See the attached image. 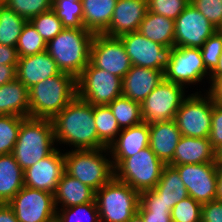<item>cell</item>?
Returning a JSON list of instances; mask_svg holds the SVG:
<instances>
[{
  "label": "cell",
  "instance_id": "1",
  "mask_svg": "<svg viewBox=\"0 0 222 222\" xmlns=\"http://www.w3.org/2000/svg\"><path fill=\"white\" fill-rule=\"evenodd\" d=\"M55 142L71 144L75 150L107 148L99 139L93 105L76 96L52 119Z\"/></svg>",
  "mask_w": 222,
  "mask_h": 222
},
{
  "label": "cell",
  "instance_id": "2",
  "mask_svg": "<svg viewBox=\"0 0 222 222\" xmlns=\"http://www.w3.org/2000/svg\"><path fill=\"white\" fill-rule=\"evenodd\" d=\"M94 34L85 28H64L47 43V52L61 72L76 79L90 62Z\"/></svg>",
  "mask_w": 222,
  "mask_h": 222
},
{
  "label": "cell",
  "instance_id": "3",
  "mask_svg": "<svg viewBox=\"0 0 222 222\" xmlns=\"http://www.w3.org/2000/svg\"><path fill=\"white\" fill-rule=\"evenodd\" d=\"M77 96V79L64 72L29 89V117L52 119Z\"/></svg>",
  "mask_w": 222,
  "mask_h": 222
},
{
  "label": "cell",
  "instance_id": "4",
  "mask_svg": "<svg viewBox=\"0 0 222 222\" xmlns=\"http://www.w3.org/2000/svg\"><path fill=\"white\" fill-rule=\"evenodd\" d=\"M51 119L25 117L19 128L13 156L25 170L39 160L49 156L56 148Z\"/></svg>",
  "mask_w": 222,
  "mask_h": 222
},
{
  "label": "cell",
  "instance_id": "5",
  "mask_svg": "<svg viewBox=\"0 0 222 222\" xmlns=\"http://www.w3.org/2000/svg\"><path fill=\"white\" fill-rule=\"evenodd\" d=\"M108 148L72 150L64 154L65 172L95 192L114 177L111 160L103 156Z\"/></svg>",
  "mask_w": 222,
  "mask_h": 222
},
{
  "label": "cell",
  "instance_id": "6",
  "mask_svg": "<svg viewBox=\"0 0 222 222\" xmlns=\"http://www.w3.org/2000/svg\"><path fill=\"white\" fill-rule=\"evenodd\" d=\"M100 222H127L138 211L140 193L115 177L95 192Z\"/></svg>",
  "mask_w": 222,
  "mask_h": 222
},
{
  "label": "cell",
  "instance_id": "7",
  "mask_svg": "<svg viewBox=\"0 0 222 222\" xmlns=\"http://www.w3.org/2000/svg\"><path fill=\"white\" fill-rule=\"evenodd\" d=\"M164 166L165 164L148 146L122 160L114 168V177L140 193L154 189Z\"/></svg>",
  "mask_w": 222,
  "mask_h": 222
},
{
  "label": "cell",
  "instance_id": "8",
  "mask_svg": "<svg viewBox=\"0 0 222 222\" xmlns=\"http://www.w3.org/2000/svg\"><path fill=\"white\" fill-rule=\"evenodd\" d=\"M122 95V78L91 62L77 78V96L92 105H108Z\"/></svg>",
  "mask_w": 222,
  "mask_h": 222
},
{
  "label": "cell",
  "instance_id": "9",
  "mask_svg": "<svg viewBox=\"0 0 222 222\" xmlns=\"http://www.w3.org/2000/svg\"><path fill=\"white\" fill-rule=\"evenodd\" d=\"M191 94L186 97L178 109L175 121L183 136L209 138L213 109V97ZM207 98V99H206Z\"/></svg>",
  "mask_w": 222,
  "mask_h": 222
},
{
  "label": "cell",
  "instance_id": "10",
  "mask_svg": "<svg viewBox=\"0 0 222 222\" xmlns=\"http://www.w3.org/2000/svg\"><path fill=\"white\" fill-rule=\"evenodd\" d=\"M183 89L164 79L141 103L142 121L150 124L175 119L185 99Z\"/></svg>",
  "mask_w": 222,
  "mask_h": 222
},
{
  "label": "cell",
  "instance_id": "11",
  "mask_svg": "<svg viewBox=\"0 0 222 222\" xmlns=\"http://www.w3.org/2000/svg\"><path fill=\"white\" fill-rule=\"evenodd\" d=\"M19 222H53L54 194L24 186L8 203Z\"/></svg>",
  "mask_w": 222,
  "mask_h": 222
},
{
  "label": "cell",
  "instance_id": "12",
  "mask_svg": "<svg viewBox=\"0 0 222 222\" xmlns=\"http://www.w3.org/2000/svg\"><path fill=\"white\" fill-rule=\"evenodd\" d=\"M118 38L122 41L132 65L163 71L168 67L174 47L155 43L139 31Z\"/></svg>",
  "mask_w": 222,
  "mask_h": 222
},
{
  "label": "cell",
  "instance_id": "13",
  "mask_svg": "<svg viewBox=\"0 0 222 222\" xmlns=\"http://www.w3.org/2000/svg\"><path fill=\"white\" fill-rule=\"evenodd\" d=\"M90 62L97 68L124 78L132 64L118 37L94 34L90 47Z\"/></svg>",
  "mask_w": 222,
  "mask_h": 222
},
{
  "label": "cell",
  "instance_id": "14",
  "mask_svg": "<svg viewBox=\"0 0 222 222\" xmlns=\"http://www.w3.org/2000/svg\"><path fill=\"white\" fill-rule=\"evenodd\" d=\"M179 173L188 196L201 204L216 200L217 162L170 165Z\"/></svg>",
  "mask_w": 222,
  "mask_h": 222
},
{
  "label": "cell",
  "instance_id": "15",
  "mask_svg": "<svg viewBox=\"0 0 222 222\" xmlns=\"http://www.w3.org/2000/svg\"><path fill=\"white\" fill-rule=\"evenodd\" d=\"M207 73L200 48L174 47L164 79L184 86L201 81Z\"/></svg>",
  "mask_w": 222,
  "mask_h": 222
},
{
  "label": "cell",
  "instance_id": "16",
  "mask_svg": "<svg viewBox=\"0 0 222 222\" xmlns=\"http://www.w3.org/2000/svg\"><path fill=\"white\" fill-rule=\"evenodd\" d=\"M217 29L191 3L175 19V47L201 48Z\"/></svg>",
  "mask_w": 222,
  "mask_h": 222
},
{
  "label": "cell",
  "instance_id": "17",
  "mask_svg": "<svg viewBox=\"0 0 222 222\" xmlns=\"http://www.w3.org/2000/svg\"><path fill=\"white\" fill-rule=\"evenodd\" d=\"M65 172L64 154L57 148L24 170V186L54 194Z\"/></svg>",
  "mask_w": 222,
  "mask_h": 222
},
{
  "label": "cell",
  "instance_id": "18",
  "mask_svg": "<svg viewBox=\"0 0 222 222\" xmlns=\"http://www.w3.org/2000/svg\"><path fill=\"white\" fill-rule=\"evenodd\" d=\"M147 12V0H117L109 27L103 34L120 37L138 31Z\"/></svg>",
  "mask_w": 222,
  "mask_h": 222
},
{
  "label": "cell",
  "instance_id": "19",
  "mask_svg": "<svg viewBox=\"0 0 222 222\" xmlns=\"http://www.w3.org/2000/svg\"><path fill=\"white\" fill-rule=\"evenodd\" d=\"M163 80V70L132 65L122 79V95L141 104Z\"/></svg>",
  "mask_w": 222,
  "mask_h": 222
},
{
  "label": "cell",
  "instance_id": "20",
  "mask_svg": "<svg viewBox=\"0 0 222 222\" xmlns=\"http://www.w3.org/2000/svg\"><path fill=\"white\" fill-rule=\"evenodd\" d=\"M16 70V78L26 86L28 90L37 83L58 75L61 72L47 51L20 57Z\"/></svg>",
  "mask_w": 222,
  "mask_h": 222
},
{
  "label": "cell",
  "instance_id": "21",
  "mask_svg": "<svg viewBox=\"0 0 222 222\" xmlns=\"http://www.w3.org/2000/svg\"><path fill=\"white\" fill-rule=\"evenodd\" d=\"M108 147L113 156V167L115 168L122 160L138 153L141 149L149 146V124L141 122L132 127L122 129Z\"/></svg>",
  "mask_w": 222,
  "mask_h": 222
},
{
  "label": "cell",
  "instance_id": "22",
  "mask_svg": "<svg viewBox=\"0 0 222 222\" xmlns=\"http://www.w3.org/2000/svg\"><path fill=\"white\" fill-rule=\"evenodd\" d=\"M181 137L175 119L149 124V147L165 165L173 159Z\"/></svg>",
  "mask_w": 222,
  "mask_h": 222
},
{
  "label": "cell",
  "instance_id": "23",
  "mask_svg": "<svg viewBox=\"0 0 222 222\" xmlns=\"http://www.w3.org/2000/svg\"><path fill=\"white\" fill-rule=\"evenodd\" d=\"M215 162V150L209 138L183 136L176 146L173 159L167 165Z\"/></svg>",
  "mask_w": 222,
  "mask_h": 222
},
{
  "label": "cell",
  "instance_id": "24",
  "mask_svg": "<svg viewBox=\"0 0 222 222\" xmlns=\"http://www.w3.org/2000/svg\"><path fill=\"white\" fill-rule=\"evenodd\" d=\"M54 202L56 207L61 203L63 208L96 202L95 191L64 172L54 192Z\"/></svg>",
  "mask_w": 222,
  "mask_h": 222
},
{
  "label": "cell",
  "instance_id": "25",
  "mask_svg": "<svg viewBox=\"0 0 222 222\" xmlns=\"http://www.w3.org/2000/svg\"><path fill=\"white\" fill-rule=\"evenodd\" d=\"M0 115L29 117V90L17 78L0 86Z\"/></svg>",
  "mask_w": 222,
  "mask_h": 222
},
{
  "label": "cell",
  "instance_id": "26",
  "mask_svg": "<svg viewBox=\"0 0 222 222\" xmlns=\"http://www.w3.org/2000/svg\"><path fill=\"white\" fill-rule=\"evenodd\" d=\"M83 26L93 34H103L109 27L117 0H81Z\"/></svg>",
  "mask_w": 222,
  "mask_h": 222
},
{
  "label": "cell",
  "instance_id": "27",
  "mask_svg": "<svg viewBox=\"0 0 222 222\" xmlns=\"http://www.w3.org/2000/svg\"><path fill=\"white\" fill-rule=\"evenodd\" d=\"M138 31L155 43L165 47H175V20L173 19L148 11Z\"/></svg>",
  "mask_w": 222,
  "mask_h": 222
},
{
  "label": "cell",
  "instance_id": "28",
  "mask_svg": "<svg viewBox=\"0 0 222 222\" xmlns=\"http://www.w3.org/2000/svg\"><path fill=\"white\" fill-rule=\"evenodd\" d=\"M24 187V170L12 153L0 155V203H8Z\"/></svg>",
  "mask_w": 222,
  "mask_h": 222
},
{
  "label": "cell",
  "instance_id": "29",
  "mask_svg": "<svg viewBox=\"0 0 222 222\" xmlns=\"http://www.w3.org/2000/svg\"><path fill=\"white\" fill-rule=\"evenodd\" d=\"M171 209L182 199L188 197L185 184L180 178L178 171L170 165L163 167L158 184L153 189Z\"/></svg>",
  "mask_w": 222,
  "mask_h": 222
},
{
  "label": "cell",
  "instance_id": "30",
  "mask_svg": "<svg viewBox=\"0 0 222 222\" xmlns=\"http://www.w3.org/2000/svg\"><path fill=\"white\" fill-rule=\"evenodd\" d=\"M27 20L0 3V44L16 47Z\"/></svg>",
  "mask_w": 222,
  "mask_h": 222
},
{
  "label": "cell",
  "instance_id": "31",
  "mask_svg": "<svg viewBox=\"0 0 222 222\" xmlns=\"http://www.w3.org/2000/svg\"><path fill=\"white\" fill-rule=\"evenodd\" d=\"M98 139L108 148L121 131L117 119L108 105H93Z\"/></svg>",
  "mask_w": 222,
  "mask_h": 222
},
{
  "label": "cell",
  "instance_id": "32",
  "mask_svg": "<svg viewBox=\"0 0 222 222\" xmlns=\"http://www.w3.org/2000/svg\"><path fill=\"white\" fill-rule=\"evenodd\" d=\"M117 119L120 129H126L142 122L141 104L121 95L108 104Z\"/></svg>",
  "mask_w": 222,
  "mask_h": 222
},
{
  "label": "cell",
  "instance_id": "33",
  "mask_svg": "<svg viewBox=\"0 0 222 222\" xmlns=\"http://www.w3.org/2000/svg\"><path fill=\"white\" fill-rule=\"evenodd\" d=\"M52 9L65 28H84L80 0H53Z\"/></svg>",
  "mask_w": 222,
  "mask_h": 222
},
{
  "label": "cell",
  "instance_id": "34",
  "mask_svg": "<svg viewBox=\"0 0 222 222\" xmlns=\"http://www.w3.org/2000/svg\"><path fill=\"white\" fill-rule=\"evenodd\" d=\"M16 50L19 58L42 53L47 50V43L38 34L33 25L27 21L19 36Z\"/></svg>",
  "mask_w": 222,
  "mask_h": 222
},
{
  "label": "cell",
  "instance_id": "35",
  "mask_svg": "<svg viewBox=\"0 0 222 222\" xmlns=\"http://www.w3.org/2000/svg\"><path fill=\"white\" fill-rule=\"evenodd\" d=\"M24 118L16 115H0V155L13 152Z\"/></svg>",
  "mask_w": 222,
  "mask_h": 222
},
{
  "label": "cell",
  "instance_id": "36",
  "mask_svg": "<svg viewBox=\"0 0 222 222\" xmlns=\"http://www.w3.org/2000/svg\"><path fill=\"white\" fill-rule=\"evenodd\" d=\"M59 212L56 213L57 222H86L85 218L89 219L88 222H100L96 202L61 208V213Z\"/></svg>",
  "mask_w": 222,
  "mask_h": 222
},
{
  "label": "cell",
  "instance_id": "37",
  "mask_svg": "<svg viewBox=\"0 0 222 222\" xmlns=\"http://www.w3.org/2000/svg\"><path fill=\"white\" fill-rule=\"evenodd\" d=\"M29 22L46 43L55 38L65 28L53 9L33 17Z\"/></svg>",
  "mask_w": 222,
  "mask_h": 222
},
{
  "label": "cell",
  "instance_id": "38",
  "mask_svg": "<svg viewBox=\"0 0 222 222\" xmlns=\"http://www.w3.org/2000/svg\"><path fill=\"white\" fill-rule=\"evenodd\" d=\"M2 3L27 21L53 6V0H3Z\"/></svg>",
  "mask_w": 222,
  "mask_h": 222
},
{
  "label": "cell",
  "instance_id": "39",
  "mask_svg": "<svg viewBox=\"0 0 222 222\" xmlns=\"http://www.w3.org/2000/svg\"><path fill=\"white\" fill-rule=\"evenodd\" d=\"M201 206L190 196L182 199L171 210L172 222H201Z\"/></svg>",
  "mask_w": 222,
  "mask_h": 222
},
{
  "label": "cell",
  "instance_id": "40",
  "mask_svg": "<svg viewBox=\"0 0 222 222\" xmlns=\"http://www.w3.org/2000/svg\"><path fill=\"white\" fill-rule=\"evenodd\" d=\"M206 69L212 72L219 62L222 53V32L216 31L211 35L200 48Z\"/></svg>",
  "mask_w": 222,
  "mask_h": 222
},
{
  "label": "cell",
  "instance_id": "41",
  "mask_svg": "<svg viewBox=\"0 0 222 222\" xmlns=\"http://www.w3.org/2000/svg\"><path fill=\"white\" fill-rule=\"evenodd\" d=\"M190 0H147L148 11L175 20Z\"/></svg>",
  "mask_w": 222,
  "mask_h": 222
},
{
  "label": "cell",
  "instance_id": "42",
  "mask_svg": "<svg viewBox=\"0 0 222 222\" xmlns=\"http://www.w3.org/2000/svg\"><path fill=\"white\" fill-rule=\"evenodd\" d=\"M190 3L217 29L222 23V0H190Z\"/></svg>",
  "mask_w": 222,
  "mask_h": 222
},
{
  "label": "cell",
  "instance_id": "43",
  "mask_svg": "<svg viewBox=\"0 0 222 222\" xmlns=\"http://www.w3.org/2000/svg\"><path fill=\"white\" fill-rule=\"evenodd\" d=\"M138 210L171 211V207L161 199V195L152 190L140 192Z\"/></svg>",
  "mask_w": 222,
  "mask_h": 222
},
{
  "label": "cell",
  "instance_id": "44",
  "mask_svg": "<svg viewBox=\"0 0 222 222\" xmlns=\"http://www.w3.org/2000/svg\"><path fill=\"white\" fill-rule=\"evenodd\" d=\"M209 140L214 150L222 144V104L214 100Z\"/></svg>",
  "mask_w": 222,
  "mask_h": 222
},
{
  "label": "cell",
  "instance_id": "45",
  "mask_svg": "<svg viewBox=\"0 0 222 222\" xmlns=\"http://www.w3.org/2000/svg\"><path fill=\"white\" fill-rule=\"evenodd\" d=\"M201 222H222V201L216 199L202 204Z\"/></svg>",
  "mask_w": 222,
  "mask_h": 222
},
{
  "label": "cell",
  "instance_id": "46",
  "mask_svg": "<svg viewBox=\"0 0 222 222\" xmlns=\"http://www.w3.org/2000/svg\"><path fill=\"white\" fill-rule=\"evenodd\" d=\"M143 222H172L171 211L138 210Z\"/></svg>",
  "mask_w": 222,
  "mask_h": 222
},
{
  "label": "cell",
  "instance_id": "47",
  "mask_svg": "<svg viewBox=\"0 0 222 222\" xmlns=\"http://www.w3.org/2000/svg\"><path fill=\"white\" fill-rule=\"evenodd\" d=\"M19 56L16 47L0 44V65H17Z\"/></svg>",
  "mask_w": 222,
  "mask_h": 222
},
{
  "label": "cell",
  "instance_id": "48",
  "mask_svg": "<svg viewBox=\"0 0 222 222\" xmlns=\"http://www.w3.org/2000/svg\"><path fill=\"white\" fill-rule=\"evenodd\" d=\"M17 65H0V86L16 79Z\"/></svg>",
  "mask_w": 222,
  "mask_h": 222
},
{
  "label": "cell",
  "instance_id": "49",
  "mask_svg": "<svg viewBox=\"0 0 222 222\" xmlns=\"http://www.w3.org/2000/svg\"><path fill=\"white\" fill-rule=\"evenodd\" d=\"M209 93L213 97V100L219 104H222V76L217 77L211 82Z\"/></svg>",
  "mask_w": 222,
  "mask_h": 222
},
{
  "label": "cell",
  "instance_id": "50",
  "mask_svg": "<svg viewBox=\"0 0 222 222\" xmlns=\"http://www.w3.org/2000/svg\"><path fill=\"white\" fill-rule=\"evenodd\" d=\"M0 222H19L7 203H0Z\"/></svg>",
  "mask_w": 222,
  "mask_h": 222
},
{
  "label": "cell",
  "instance_id": "51",
  "mask_svg": "<svg viewBox=\"0 0 222 222\" xmlns=\"http://www.w3.org/2000/svg\"><path fill=\"white\" fill-rule=\"evenodd\" d=\"M217 162V193L216 199L222 201V161Z\"/></svg>",
  "mask_w": 222,
  "mask_h": 222
},
{
  "label": "cell",
  "instance_id": "52",
  "mask_svg": "<svg viewBox=\"0 0 222 222\" xmlns=\"http://www.w3.org/2000/svg\"><path fill=\"white\" fill-rule=\"evenodd\" d=\"M211 81L213 82L217 77L222 76V53L219 57V62L216 68L209 74Z\"/></svg>",
  "mask_w": 222,
  "mask_h": 222
},
{
  "label": "cell",
  "instance_id": "53",
  "mask_svg": "<svg viewBox=\"0 0 222 222\" xmlns=\"http://www.w3.org/2000/svg\"><path fill=\"white\" fill-rule=\"evenodd\" d=\"M215 161H222V144L215 149Z\"/></svg>",
  "mask_w": 222,
  "mask_h": 222
},
{
  "label": "cell",
  "instance_id": "54",
  "mask_svg": "<svg viewBox=\"0 0 222 222\" xmlns=\"http://www.w3.org/2000/svg\"><path fill=\"white\" fill-rule=\"evenodd\" d=\"M127 222H143V219L138 213H136Z\"/></svg>",
  "mask_w": 222,
  "mask_h": 222
},
{
  "label": "cell",
  "instance_id": "55",
  "mask_svg": "<svg viewBox=\"0 0 222 222\" xmlns=\"http://www.w3.org/2000/svg\"><path fill=\"white\" fill-rule=\"evenodd\" d=\"M218 31L222 32V23L221 25L217 28Z\"/></svg>",
  "mask_w": 222,
  "mask_h": 222
}]
</instances>
